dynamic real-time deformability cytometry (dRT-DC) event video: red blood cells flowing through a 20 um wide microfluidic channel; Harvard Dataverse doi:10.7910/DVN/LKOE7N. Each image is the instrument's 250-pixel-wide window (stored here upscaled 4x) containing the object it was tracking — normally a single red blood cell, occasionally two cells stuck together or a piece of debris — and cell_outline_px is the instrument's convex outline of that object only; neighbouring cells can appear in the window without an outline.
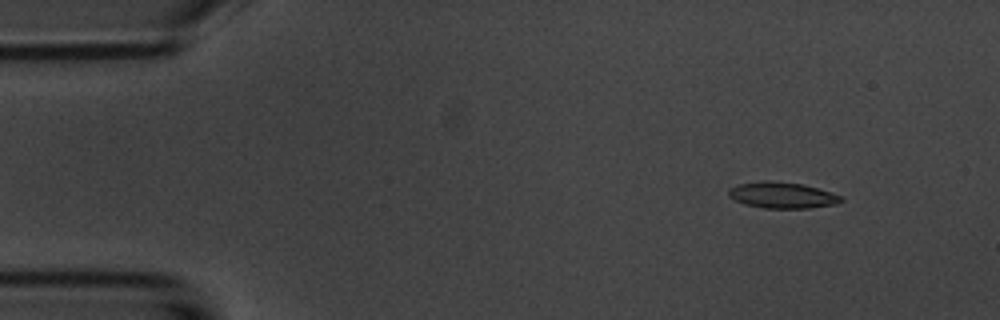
{"species": "common noctule bat (a hibernating species)", "species_latin": "Nyctalus noctula", "temperature_condition": "room temperature", "stored_images_in_passage": 5, "camera_frame_rate_fps": 3000, "um_per_image_px": 0.085, "animal": {"sex": "male", "body_mass_g": 20.1, "forearm_length_mm": 53.5}, "frame": {"image": 1, "passage_image": 2, "time_ms": 1.333, "image_size_px": [1000, 320], "cell_outline_px": [[844, 200], [836, 204], [808, 208], [764, 208], [744, 204], [728, 196], [728, 188], [740, 184], [760, 180], [768, 180], [804, 184], [832, 192], [840, 196]], "centroid_in_image_um": [66.48, 16.58], "position_along_channel_um": 18.5, "area_um2": 17.22}}